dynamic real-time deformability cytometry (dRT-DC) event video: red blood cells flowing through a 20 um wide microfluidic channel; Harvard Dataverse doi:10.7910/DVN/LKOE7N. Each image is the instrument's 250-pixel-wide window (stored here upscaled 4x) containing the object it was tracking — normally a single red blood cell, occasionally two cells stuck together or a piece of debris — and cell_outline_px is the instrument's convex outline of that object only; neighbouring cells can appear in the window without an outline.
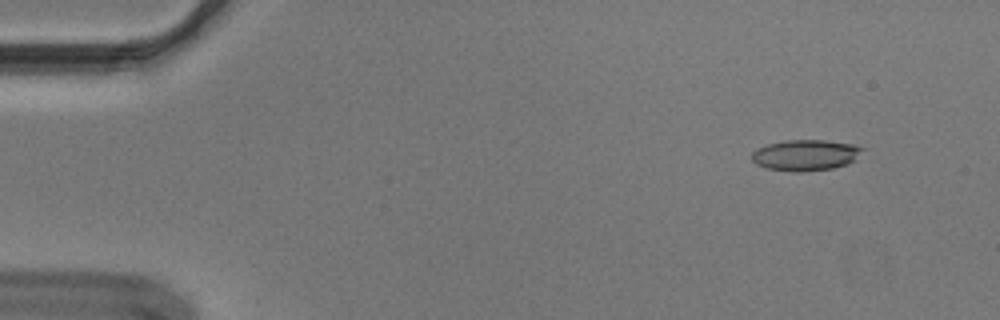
{"species": "Egyptian fruit bat (a non-hibernating species)", "species_latin": "Rousettus aegyptiacus", "temperature_condition": "cold", "stored_images_in_passage": 8, "camera_frame_rate_fps": 3000, "um_per_image_px": 0.085, "animal": {"sex": "male"}, "frame": {"image": 1, "passage_image": 1, "time_ms": 0.0, "image_size_px": [1000, 320], "cell_outline_px": [[868, 148], [856, 160], [848, 164], [832, 168], [804, 172], [796, 172], [764, 168], [756, 164], [752, 160], [752, 152], [756, 148], [768, 144], [784, 140], [824, 140], [852, 144]], "centroid_in_image_um": [68.51, 13.19], "position_along_channel_um": 16.5, "area_um2": 20.35}}